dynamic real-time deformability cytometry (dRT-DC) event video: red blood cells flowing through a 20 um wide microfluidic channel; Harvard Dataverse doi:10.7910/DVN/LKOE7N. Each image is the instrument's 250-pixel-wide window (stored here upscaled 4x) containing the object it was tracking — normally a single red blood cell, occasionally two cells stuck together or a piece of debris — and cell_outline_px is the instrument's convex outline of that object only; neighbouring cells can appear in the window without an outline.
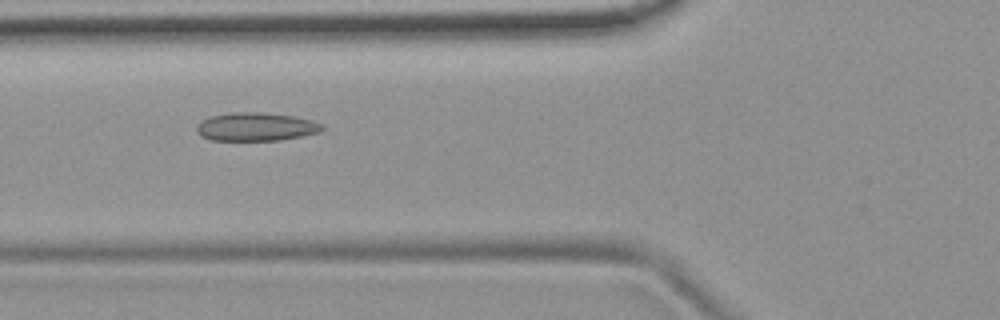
{"species": "common noctule bat (a hibernating species)", "species_latin": "Nyctalus noctula", "temperature_condition": "room temperature", "stored_images_in_passage": 46, "camera_frame_rate_fps": 3000, "um_per_image_px": 0.085, "animal": {"sex": "female", "body_mass_g": 19.9}, "frame": {"image": 1, "passage_image": 13, "time_ms": 4.0, "image_size_px": [1000, 320], "cell_outline_px": [[324, 128], [320, 132], [280, 140], [212, 140], [200, 136], [196, 132], [196, 128], [200, 120], [212, 116], [232, 112], [260, 112], [296, 116], [312, 120], [324, 124]], "centroid_in_image_um": [21.76, 10.77], "position_along_channel_um": 104.0, "area_um2": 20.87}}
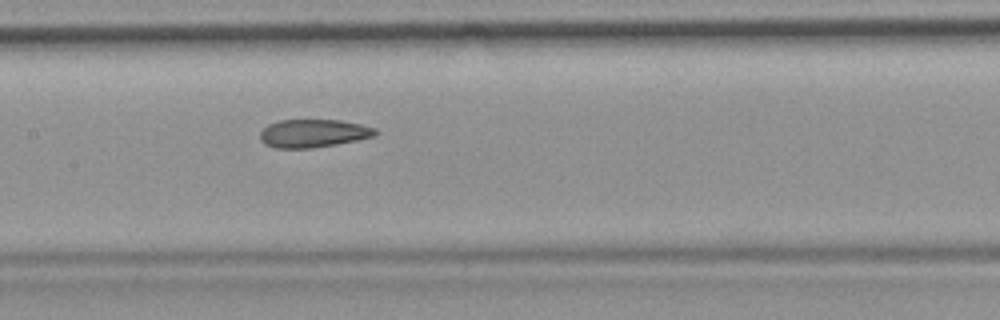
{"frame": {"image": 2, "passage_image": 19, "time_ms": 6.0, "image_size_px": [1000, 320], "cell_outline_px": [[380, 132], [376, 136], [336, 144], [312, 148], [276, 148], [264, 144], [260, 140], [260, 132], [268, 124], [280, 120], [340, 120], [360, 124], [376, 128]], "centroid_in_image_um": [26.64, 11.33], "position_along_channel_um": 180.8, "area_um2": 18.96}}
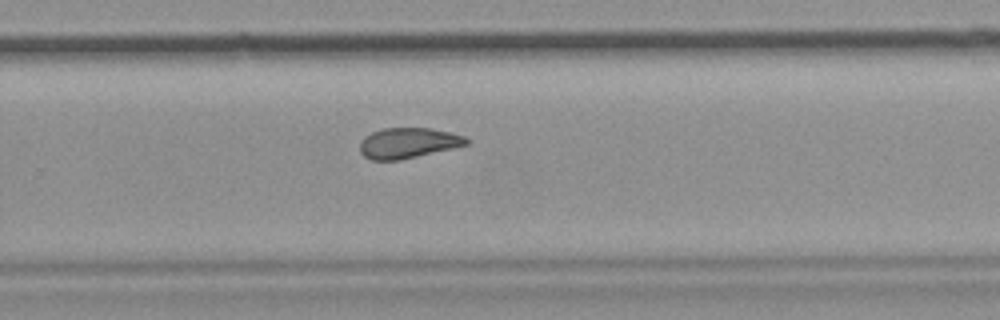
{"frame": {"image": 3, "passage_image": 28, "time_ms": 9.0, "image_size_px": [1000, 320], "cell_outline_px": [[472, 140], [468, 144], [452, 148], [400, 160], [372, 160], [364, 156], [360, 152], [360, 140], [364, 136], [372, 132], [384, 128], [428, 128], [448, 132], [464, 136]], "centroid_in_image_um": [34.67, 12.15], "position_along_channel_um": 295.1, "area_um2": 18.84}, "authors_computed_cell_mechanics": {"area_um2": 20.0566, "velocity_mm_per_s": 3.8329, "shape_relaxation_time_tau1_ms": null, "shape_relaxation_time_tau2_ms": 1.8658, "deformation_change_tau1": null, "deformation_change_tau2": 0.0643}}